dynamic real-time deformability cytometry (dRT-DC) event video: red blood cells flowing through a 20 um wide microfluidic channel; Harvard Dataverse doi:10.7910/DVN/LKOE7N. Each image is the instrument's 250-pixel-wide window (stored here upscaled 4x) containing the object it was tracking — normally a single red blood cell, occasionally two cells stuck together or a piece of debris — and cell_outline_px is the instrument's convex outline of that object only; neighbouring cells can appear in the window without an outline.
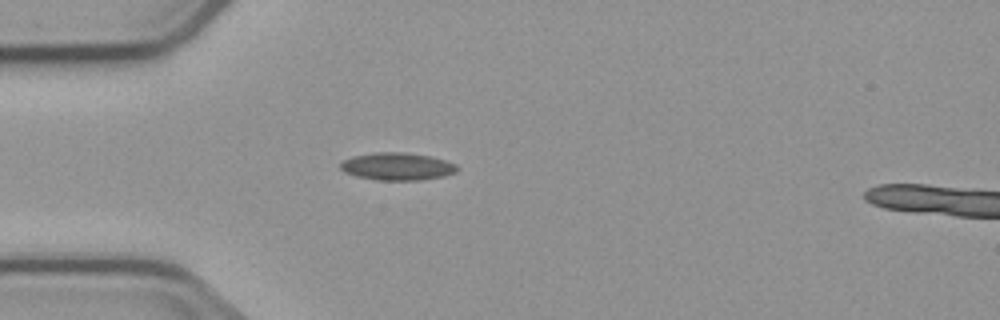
{"species": "common noctule bat (a hibernating species)", "species_latin": "Nyctalus noctula", "temperature_condition": "cold", "stored_images_in_passage": 4, "camera_frame_rate_fps": 3000, "um_per_image_px": 0.085, "animal": {"sex": "male", "body_mass_g": 23.1, "forearm_length_mm": 52.7}, "frame": {"image": 1, "passage_image": 4, "time_ms": 5.0, "image_size_px": [1000, 320], "cell_outline_px": [[460, 168], [456, 172], [444, 176], [420, 180], [380, 180], [356, 176], [344, 172], [340, 168], [340, 164], [344, 160], [352, 156], [376, 152], [404, 152], [432, 156], [456, 164]], "centroid_in_image_um": [33.78, 14.14], "position_along_channel_um": 51.2, "area_um2": 18.79}}